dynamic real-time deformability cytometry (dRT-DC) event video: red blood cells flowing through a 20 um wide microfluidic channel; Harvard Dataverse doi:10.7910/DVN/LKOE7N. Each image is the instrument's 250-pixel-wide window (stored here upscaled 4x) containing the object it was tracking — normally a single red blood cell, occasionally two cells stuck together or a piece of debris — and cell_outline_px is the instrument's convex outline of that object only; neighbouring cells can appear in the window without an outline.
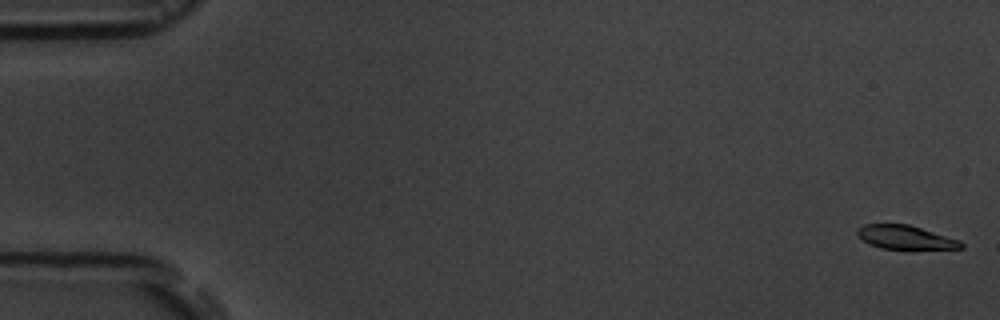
{"species": "common noctule bat (a hibernating species)", "species_latin": "Nyctalus noctula", "temperature_condition": "room temperature", "stored_images_in_passage": 10, "camera_frame_rate_fps": 3000, "um_per_image_px": 0.085, "animal": {"sex": "male", "body_mass_g": 19.5, "forearm_length_mm": 54.6}, "frame": {"image": 1, "passage_image": 1, "time_ms": 0.0, "image_size_px": [1000, 320], "cell_outline_px": [[964, 248], [880, 248], [864, 240], [856, 232], [864, 224], [908, 224], [960, 240], [964, 244]], "centroid_in_image_um": [76.98, 20.15], "position_along_channel_um": 8.0, "area_um2": 13.81}}
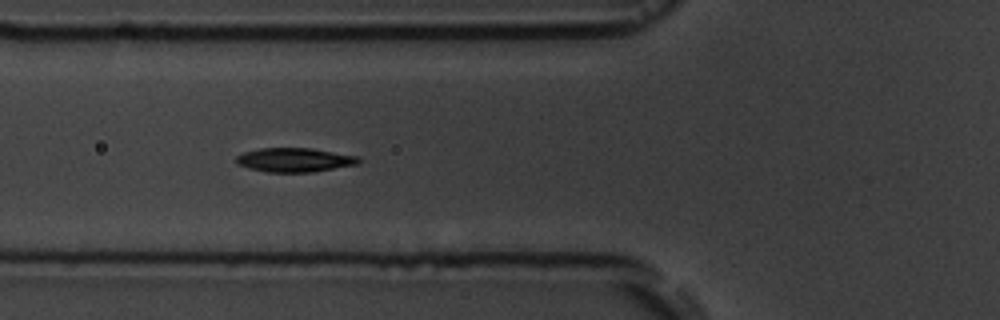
{"frame": {"image": 2, "passage_image": 7, "time_ms": 6.667, "image_size_px": [1000, 320], "cell_outline_px": [[360, 164], [312, 172], [268, 172], [248, 168], [236, 164], [236, 156], [244, 152], [260, 148], [312, 148], [360, 156]], "centroid_in_image_um": [25.06, 13.59], "position_along_channel_um": 100.7, "area_um2": 17.34}}
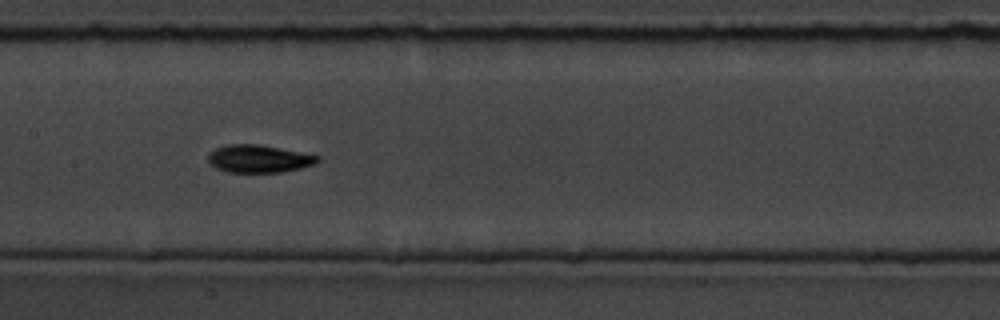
{"frame": {"image": 3, "passage_image": 9, "time_ms": 9.0, "image_size_px": [1000, 320], "cell_outline_px": [[320, 160], [316, 164], [300, 168], [280, 172], [228, 172], [216, 168], [208, 164], [208, 152], [216, 148], [228, 144], [256, 144], [320, 156]], "centroid_in_image_um": [21.96, 13.5], "position_along_channel_um": 185.4, "area_um2": 17.57}}